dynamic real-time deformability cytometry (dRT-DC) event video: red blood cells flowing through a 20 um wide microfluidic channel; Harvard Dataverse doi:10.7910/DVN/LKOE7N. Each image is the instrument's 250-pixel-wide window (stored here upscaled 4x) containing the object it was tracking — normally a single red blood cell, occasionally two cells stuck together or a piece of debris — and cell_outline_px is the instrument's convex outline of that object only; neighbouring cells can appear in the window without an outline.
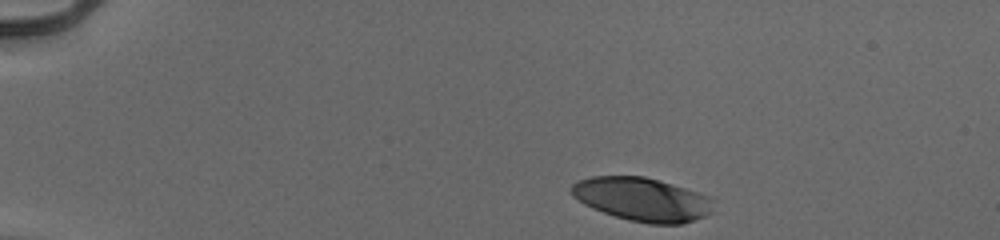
{"species": "human", "species_latin": "Homo sapiens", "temperature_condition": "cold", "stored_images_in_passage": 37, "camera_frame_rate_fps": 3000, "um_per_image_px": 0.085, "donor": {"sex": "male"}, "frame": {"image": 1, "passage_image": 1, "time_ms": 0.0, "image_size_px": [1000, 240], "cell_outline_px": [[716, 200], [712, 212], [704, 216], [680, 224], [652, 224], [628, 220], [592, 208], [584, 204], [572, 196], [572, 184], [580, 180], [592, 176], [644, 176], [672, 184], [712, 196]], "centroid_in_image_um": [54.64, 16.94], "position_along_channel_um": 30.4, "area_um2": 36.07}}
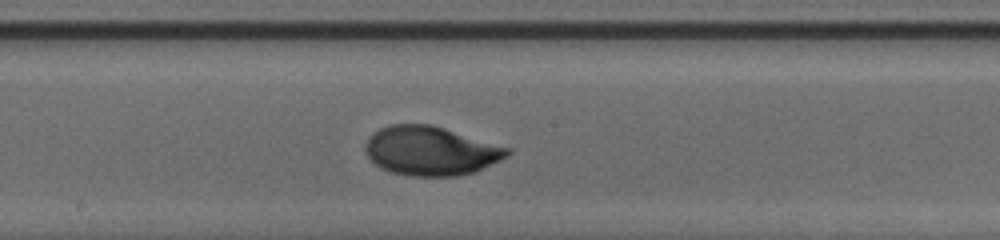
{"frame": {"image": 2, "passage_image": 22, "time_ms": 7.0, "image_size_px": [1000, 240], "cell_outline_px": [[512, 152], [500, 160], [472, 172], [456, 176], [412, 176], [392, 172], [376, 164], [364, 152], [364, 144], [368, 136], [372, 132], [388, 124], [432, 124], [512, 148]], "centroid_in_image_um": [36.59, 12.8], "position_along_channel_um": 211.6, "area_um2": 40.69}}
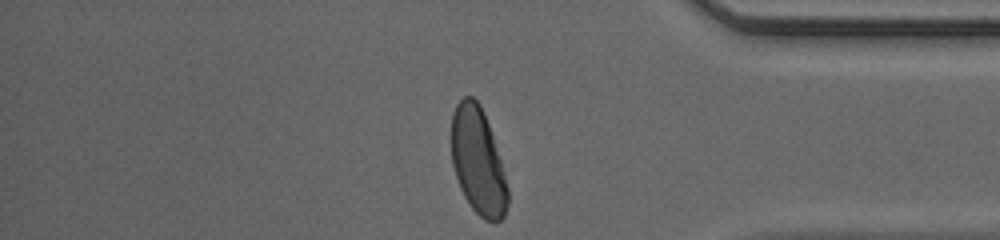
{"frame": {"image": 3, "passage_image": 37, "time_ms": 12.0, "image_size_px": [1000, 240], "cell_outline_px": [[508, 204], [504, 216], [500, 220], [484, 220], [472, 208], [464, 196], [460, 188], [452, 164], [452, 112], [456, 104], [464, 96], [472, 96], [480, 104], [488, 124], [504, 172], [508, 188]], "centroid_in_image_um": [40.62, 13.7], "position_along_channel_um": 394.6, "area_um2": 34.62}, "authors_computed_cell_mechanics": {"area_um2": 39.1884, "velocity_mm_per_s": 3.9391, "shape_relaxation_time_tau1_ms": 3.2537, "shape_relaxation_time_tau2_ms": null, "deformation_change_tau1": 0.1772, "deformation_change_tau2": null}}